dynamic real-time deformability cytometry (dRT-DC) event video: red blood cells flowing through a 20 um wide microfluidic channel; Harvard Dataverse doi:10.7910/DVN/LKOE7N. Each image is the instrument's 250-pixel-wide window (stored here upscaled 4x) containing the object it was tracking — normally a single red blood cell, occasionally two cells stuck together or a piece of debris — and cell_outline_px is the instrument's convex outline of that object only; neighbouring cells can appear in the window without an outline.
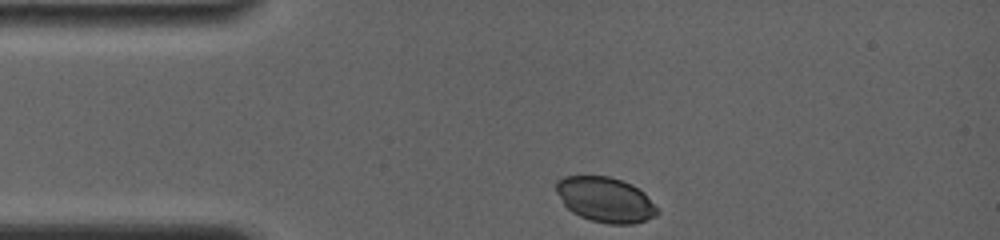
{"species": "common noctule bat (a hibernating species)", "species_latin": "Nyctalus noctula", "temperature_condition": "room temperature", "stored_images_in_passage": 5, "camera_frame_rate_fps": 4000, "um_per_image_px": 0.085, "animal": {"sex": "female", "body_mass_g": 19.0, "forearm_length_mm": 56.7}, "frame": {"image": 1, "passage_image": 1, "time_ms": 0.0, "image_size_px": [1000, 240], "cell_outline_px": [[660, 212], [656, 216], [632, 224], [608, 224], [592, 220], [580, 216], [572, 212], [564, 204], [556, 192], [556, 180], [564, 176], [608, 176], [632, 184], [644, 192]], "centroid_in_image_um": [51.45, 16.96], "position_along_channel_um": 33.6, "area_um2": 26.47}}
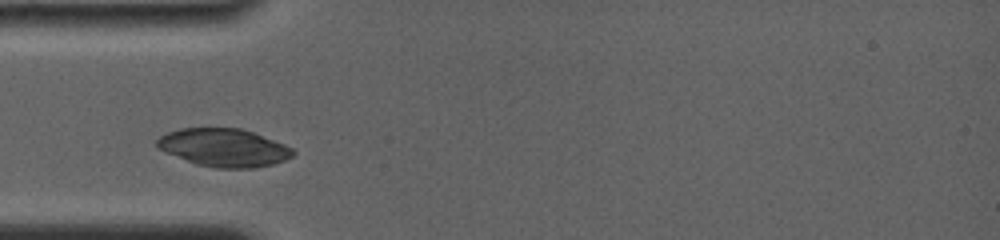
{"frame": {"image": 2, "passage_image": 3, "time_ms": 1.75, "image_size_px": [1000, 240], "cell_outline_px": [[296, 152], [292, 156], [284, 160], [272, 164], [252, 168], [216, 168], [196, 164], [164, 152], [156, 148], [156, 140], [160, 136], [168, 132], [180, 128], [240, 128], [252, 132], [284, 144], [292, 148]], "centroid_in_image_um": [18.99, 12.55], "position_along_channel_um": 66.0, "area_um2": 30.06}}
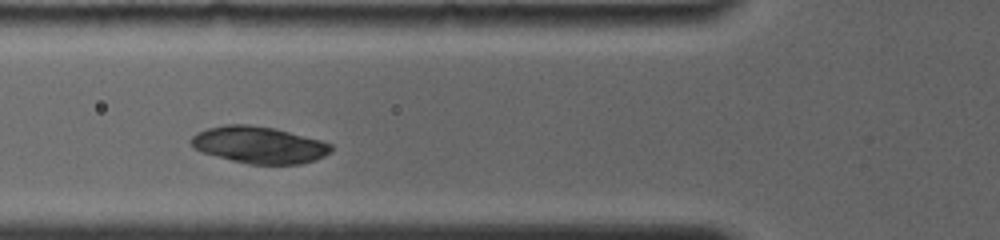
{"frame": {"image": 3, "passage_image": 4, "time_ms": 2.75, "image_size_px": [1000, 240], "cell_outline_px": [[332, 148], [324, 156], [316, 160], [300, 164], [248, 164], [232, 160], [204, 152], [196, 148], [192, 144], [192, 136], [196, 132], [208, 128], [224, 124], [248, 124], [276, 128], [320, 140], [332, 144]], "centroid_in_image_um": [22.04, 12.3], "position_along_channel_um": 103.8, "area_um2": 29.82}}